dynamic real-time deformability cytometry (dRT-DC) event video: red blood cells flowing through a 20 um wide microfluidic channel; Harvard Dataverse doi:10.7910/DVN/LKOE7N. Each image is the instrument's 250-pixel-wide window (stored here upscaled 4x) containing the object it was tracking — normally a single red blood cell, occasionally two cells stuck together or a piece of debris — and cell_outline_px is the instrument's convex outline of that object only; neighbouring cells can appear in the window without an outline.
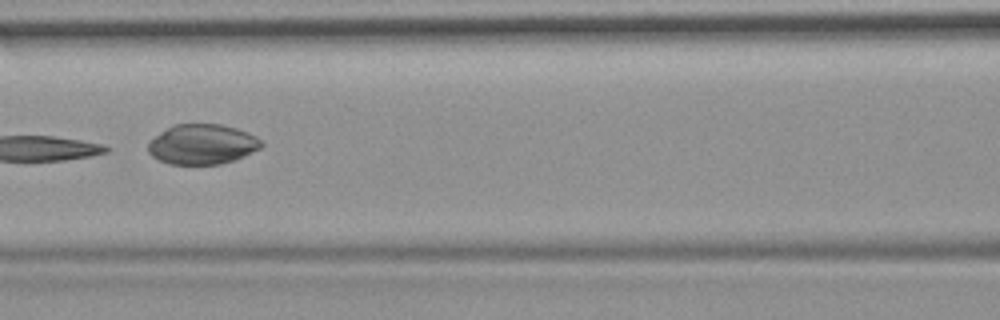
{"species": "common noctule bat (a hibernating species)", "species_latin": "Nyctalus noctula", "temperature_condition": "room temperature", "stored_images_in_passage": 14, "camera_frame_rate_fps": 3000, "um_per_image_px": 0.085, "animal": {"sex": "female", "body_mass_g": 19.9}, "frame": {"image": 1, "passage_image": 7, "time_ms": 2.0, "image_size_px": [1000, 320], "cell_outline_px": [[264, 144], [260, 148], [236, 160], [220, 164], [168, 164], [152, 156], [148, 152], [148, 144], [160, 132], [172, 124], [220, 124], [236, 128], [248, 132], [256, 136]], "centroid_in_image_um": [17.2, 12.26], "position_along_channel_um": 149.4, "area_um2": 26.47}}
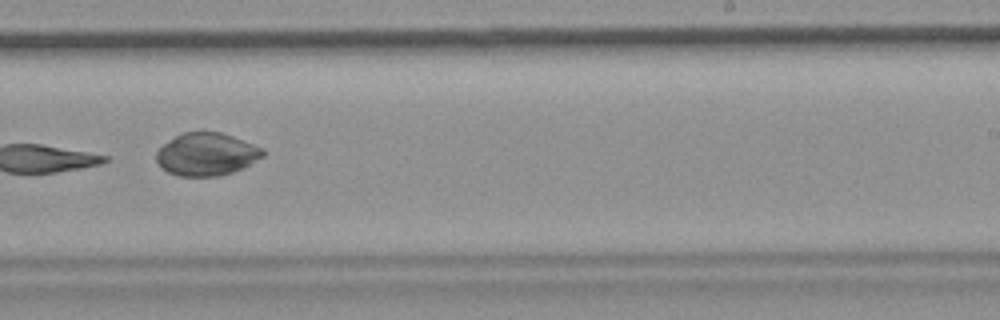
{"frame": {"image": 2, "passage_image": 10, "time_ms": 3.0, "image_size_px": [1000, 320], "cell_outline_px": [[264, 156], [232, 172], [220, 176], [180, 176], [168, 172], [156, 160], [156, 152], [164, 144], [176, 136], [184, 132], [220, 132], [232, 136], [264, 148]], "centroid_in_image_um": [17.56, 13.11], "position_along_channel_um": 271.4, "area_um2": 26.13}}